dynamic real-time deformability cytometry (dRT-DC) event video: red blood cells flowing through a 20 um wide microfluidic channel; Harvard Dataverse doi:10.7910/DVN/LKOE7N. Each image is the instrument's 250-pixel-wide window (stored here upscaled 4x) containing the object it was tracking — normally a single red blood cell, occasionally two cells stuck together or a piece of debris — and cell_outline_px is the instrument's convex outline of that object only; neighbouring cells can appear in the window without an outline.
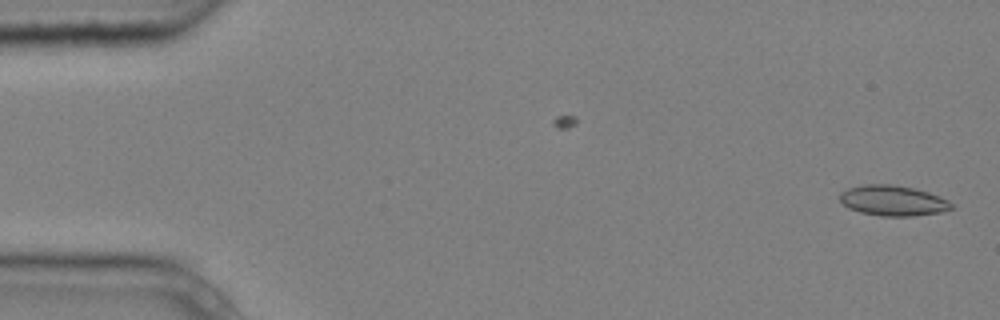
{"species": "common noctule bat (a hibernating species)", "species_latin": "Nyctalus noctula", "temperature_condition": "cold", "stored_images_in_passage": 5, "camera_frame_rate_fps": 3000, "um_per_image_px": 0.085, "animal": {"sex": "male", "body_mass_g": 20.4}, "frame": {"image": 1, "passage_image": 1, "time_ms": 0.0, "image_size_px": [1000, 320], "cell_outline_px": [[956, 208], [940, 212], [912, 216], [880, 216], [860, 212], [848, 208], [840, 200], [840, 192], [848, 188], [864, 184], [896, 184], [928, 192], [948, 200]], "centroid_in_image_um": [75.9, 17.05], "position_along_channel_um": 9.1, "area_um2": 19.83}}